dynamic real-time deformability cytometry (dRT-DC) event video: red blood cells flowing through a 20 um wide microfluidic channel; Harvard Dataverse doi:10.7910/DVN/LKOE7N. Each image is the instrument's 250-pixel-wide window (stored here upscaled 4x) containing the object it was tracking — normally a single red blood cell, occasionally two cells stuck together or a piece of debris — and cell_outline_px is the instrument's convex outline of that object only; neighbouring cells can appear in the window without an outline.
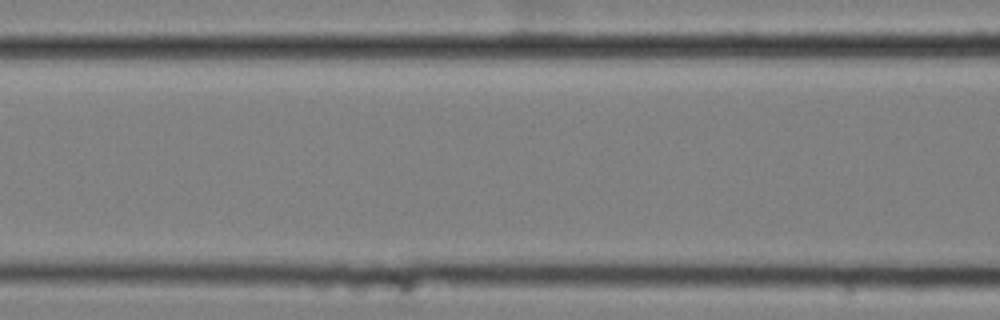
{"species": "common noctule bat (a hibernating species)", "species_latin": "Nyctalus noctula", "temperature_condition": "cold", "stored_images_in_passage": 4, "camera_frame_rate_fps": 3000, "um_per_image_px": 0.085, "animal": {"sex": "female", "body_mass_g": 25.1}, "frame": {"image": 1, "passage_image": 4, "time_ms": 1.0, "image_size_px": [1000, 320], "cell_outline_px": [[872, 284], [864, 288], [852, 292], [692, 288], [684, 284], [684, 280], [704, 276], [872, 280]], "centroid_in_image_um": [66.1, 24.13], "position_along_channel_um": 100.5, "area_um2": 15.84}}